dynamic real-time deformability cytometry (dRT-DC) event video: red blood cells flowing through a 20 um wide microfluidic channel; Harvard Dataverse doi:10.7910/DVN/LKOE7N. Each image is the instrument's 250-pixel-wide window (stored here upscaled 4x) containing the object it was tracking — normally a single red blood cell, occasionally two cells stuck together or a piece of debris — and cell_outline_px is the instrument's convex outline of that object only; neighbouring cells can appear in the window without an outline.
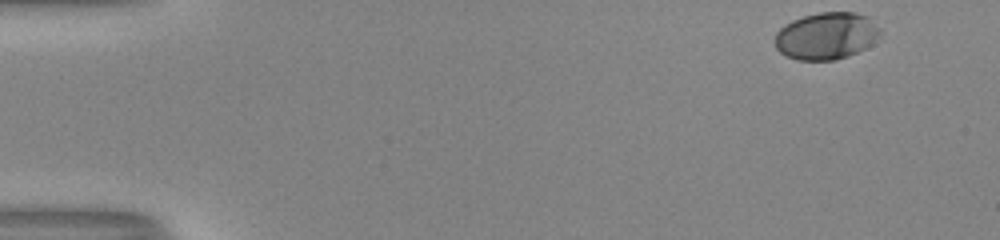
{"species": "human", "species_latin": "Homo sapiens", "temperature_condition": "room temperature", "stored_images_in_passage": 42, "camera_frame_rate_fps": 3000, "um_per_image_px": 0.085, "donor": {"sex": "male"}, "frame": {"image": 1, "passage_image": 1, "time_ms": 0.0, "image_size_px": [1000, 240], "cell_outline_px": [[880, 36], [872, 44], [848, 56], [832, 60], [796, 60], [780, 52], [776, 48], [776, 32], [780, 28], [792, 20], [804, 16], [820, 12], [852, 12], [868, 16], [880, 28]], "centroid_in_image_um": [70.25, 3.05], "position_along_channel_um": 14.7, "area_um2": 28.78}}
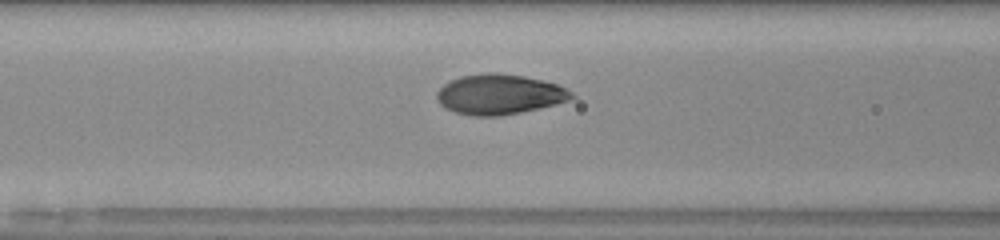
{"frame": {"image": 2, "passage_image": 20, "time_ms": 6.333, "image_size_px": [1000, 240], "cell_outline_px": [[576, 96], [568, 100], [556, 104], [540, 108], [500, 116], [472, 116], [456, 112], [444, 108], [440, 104], [436, 96], [436, 92], [444, 84], [460, 76], [484, 72], [496, 72], [524, 76], [556, 84], [572, 92]], "centroid_in_image_um": [42.42, 8.02], "position_along_channel_um": 124.2, "area_um2": 31.5}}
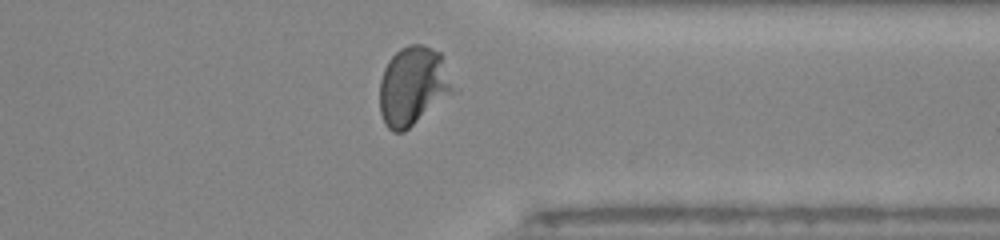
{"frame": {"image": 3, "passage_image": 39, "time_ms": 12.667, "image_size_px": [1000, 240], "cell_outline_px": [[460, 92], [404, 132], [392, 132], [384, 124], [380, 112], [380, 80], [384, 68], [388, 60], [400, 48], [408, 44], [420, 44], [432, 48], [440, 52]], "centroid_in_image_um": [35.19, 7.34], "position_along_channel_um": 376.2, "area_um2": 35.14}, "authors_computed_cell_mechanics": {"area_um2": 30.5184, "velocity_mm_per_s": 4.0248, "shape_relaxation_time_tau1_ms": 2.8711, "shape_relaxation_time_tau2_ms": null, "deformation_change_tau1": 0.1551, "deformation_change_tau2": null}}